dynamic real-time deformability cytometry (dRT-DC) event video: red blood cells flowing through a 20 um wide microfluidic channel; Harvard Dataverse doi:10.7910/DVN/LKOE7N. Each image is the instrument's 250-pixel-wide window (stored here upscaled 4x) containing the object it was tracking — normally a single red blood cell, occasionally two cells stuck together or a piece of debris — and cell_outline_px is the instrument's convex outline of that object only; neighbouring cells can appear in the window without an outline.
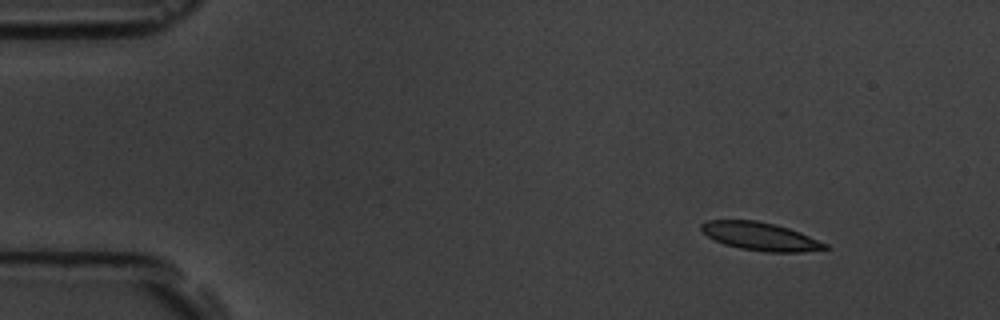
{"species": "common noctule bat (a hibernating species)", "species_latin": "Nyctalus noctula", "temperature_condition": "room temperature", "stored_images_in_passage": 4, "camera_frame_rate_fps": 3000, "um_per_image_px": 0.085, "animal": {"sex": "male", "body_mass_g": 19.5, "forearm_length_mm": 54.6}, "frame": {"image": 1, "passage_image": 1, "time_ms": 0.0, "image_size_px": [1000, 320], "cell_outline_px": [[828, 248], [800, 252], [764, 252], [740, 248], [724, 244], [708, 236], [700, 228], [700, 224], [708, 220], [756, 220], [776, 224], [800, 232], [828, 244]], "centroid_in_image_um": [64.63, 20.09], "position_along_channel_um": 20.4, "area_um2": 20.17}}
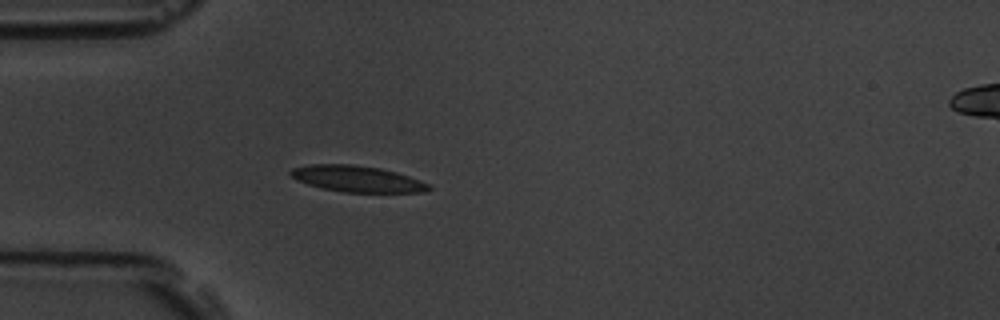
{"frame": {"image": 2, "passage_image": 4, "time_ms": 3.333, "image_size_px": [1000, 320], "cell_outline_px": [[432, 188], [424, 192], [344, 192], [324, 188], [308, 184], [296, 180], [288, 172], [292, 168], [308, 164], [352, 164], [380, 168], [396, 172], [408, 176], [428, 184]], "centroid_in_image_um": [30.32, 15.19], "position_along_channel_um": 54.7, "area_um2": 20.92}}